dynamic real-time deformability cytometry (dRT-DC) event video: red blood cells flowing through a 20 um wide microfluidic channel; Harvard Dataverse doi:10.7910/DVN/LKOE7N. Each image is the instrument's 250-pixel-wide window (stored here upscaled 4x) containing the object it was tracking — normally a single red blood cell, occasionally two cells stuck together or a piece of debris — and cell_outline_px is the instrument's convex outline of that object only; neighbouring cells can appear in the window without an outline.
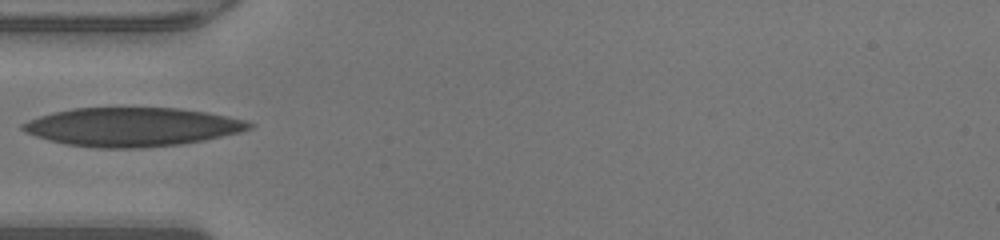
{"species": "human", "species_latin": "Homo sapiens", "temperature_condition": "warm", "stored_images_in_passage": 16, "camera_frame_rate_fps": 3000, "um_per_image_px": 0.085, "donor": {"sex": "male"}, "frame": {"image": 1, "passage_image": 1, "time_ms": 0.0, "image_size_px": [1000, 240], "cell_outline_px": [[256, 124], [252, 128], [240, 132], [204, 140], [184, 144], [140, 148], [96, 148], [68, 144], [48, 140], [24, 132], [20, 128], [20, 124], [28, 120], [52, 112], [72, 108], [180, 108], [208, 112], [228, 116], [244, 120]], "centroid_in_image_um": [11.23, 10.79], "position_along_channel_um": 73.8, "area_um2": 51.38}}
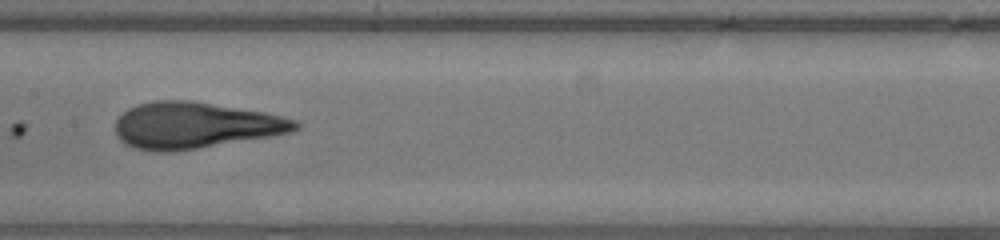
{"frame": {"image": 2, "passage_image": 9, "time_ms": 2.667, "image_size_px": [1000, 240], "cell_outline_px": [[300, 128], [292, 132], [272, 136], [172, 152], [156, 152], [132, 148], [124, 144], [116, 136], [116, 120], [128, 108], [136, 104], [156, 100], [188, 100], [264, 112], [296, 120], [300, 124]], "centroid_in_image_um": [16.55, 10.66], "position_along_channel_um": 190.9, "area_um2": 48.61}}
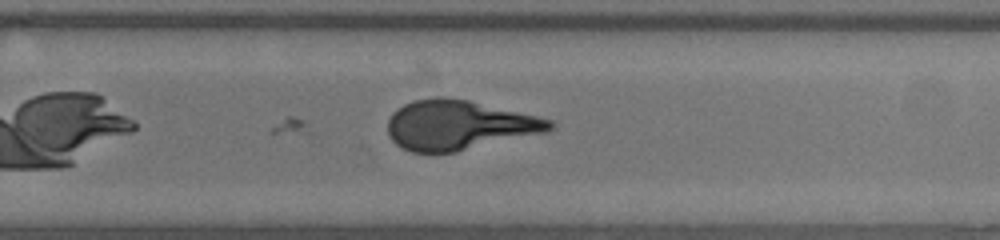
{"frame": {"image": 3, "passage_image": 16, "time_ms": 5.0, "image_size_px": [1000, 240], "cell_outline_px": [[556, 124], [548, 132], [456, 152], [412, 152], [396, 144], [388, 136], [388, 120], [392, 112], [396, 108], [412, 100], [436, 96], [444, 96], [468, 100], [536, 116], [552, 120]], "centroid_in_image_um": [38.99, 10.63], "position_along_channel_um": 290.8, "area_um2": 46.99}}